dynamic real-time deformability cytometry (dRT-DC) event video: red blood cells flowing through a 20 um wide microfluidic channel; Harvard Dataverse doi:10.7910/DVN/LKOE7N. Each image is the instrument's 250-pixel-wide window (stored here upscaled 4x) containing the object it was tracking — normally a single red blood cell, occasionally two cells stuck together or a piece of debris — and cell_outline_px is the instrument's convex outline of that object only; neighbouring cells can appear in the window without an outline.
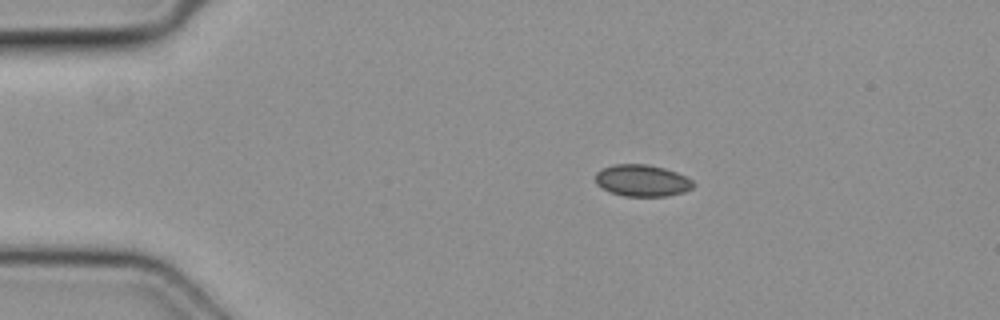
{"species": "common noctule bat (a hibernating species)", "species_latin": "Nyctalus noctula", "temperature_condition": "cold", "stored_images_in_passage": 48, "camera_frame_rate_fps": 3000, "um_per_image_px": 0.085, "animal": {"sex": "female", "body_mass_g": 19.3, "forearm_length_mm": 54.1}, "frame": {"image": 1, "passage_image": 9, "time_ms": 2.667, "image_size_px": [1000, 320], "cell_outline_px": [[696, 184], [692, 188], [684, 192], [668, 196], [624, 196], [608, 192], [596, 184], [596, 172], [612, 164], [648, 164], [664, 168], [676, 172], [692, 180]], "centroid_in_image_um": [54.58, 15.35], "position_along_channel_um": 30.4, "area_um2": 18.21}}
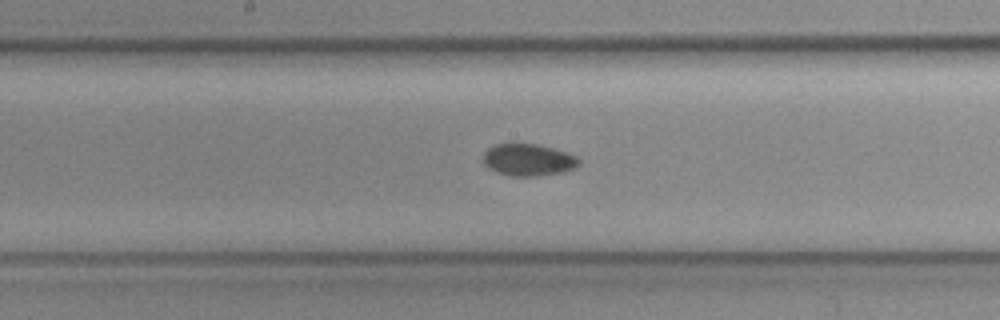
{"frame": {"image": 2, "passage_image": 25, "time_ms": 8.0, "image_size_px": [1000, 320], "cell_outline_px": [[580, 164], [576, 168], [560, 172], [532, 176], [512, 176], [500, 172], [484, 164], [484, 152], [488, 148], [496, 144], [536, 144], [568, 152], [576, 156], [580, 160]], "centroid_in_image_um": [44.95, 13.57], "position_along_channel_um": 203.3, "area_um2": 17.51}}
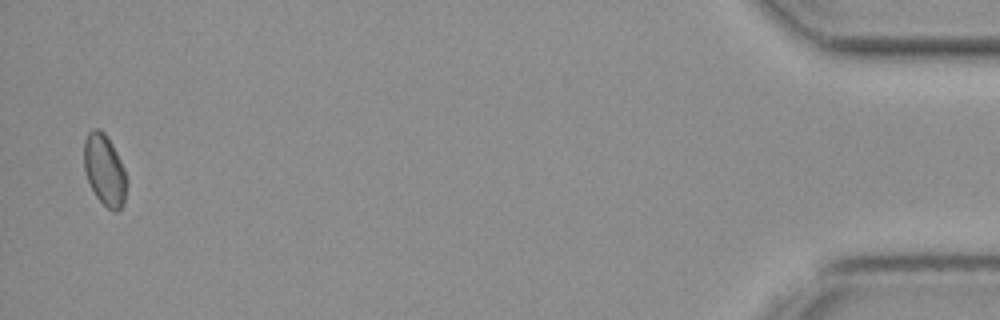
{"frame": {"image": 3, "passage_image": 47, "time_ms": 15.333, "image_size_px": [1000, 320], "cell_outline_px": [[124, 204], [116, 212], [112, 212], [96, 196], [88, 180], [84, 168], [84, 140], [88, 132], [92, 128], [100, 128], [104, 132], [112, 144], [124, 168]], "centroid_in_image_um": [8.85, 14.41], "position_along_channel_um": 426.4, "area_um2": 17.28}}